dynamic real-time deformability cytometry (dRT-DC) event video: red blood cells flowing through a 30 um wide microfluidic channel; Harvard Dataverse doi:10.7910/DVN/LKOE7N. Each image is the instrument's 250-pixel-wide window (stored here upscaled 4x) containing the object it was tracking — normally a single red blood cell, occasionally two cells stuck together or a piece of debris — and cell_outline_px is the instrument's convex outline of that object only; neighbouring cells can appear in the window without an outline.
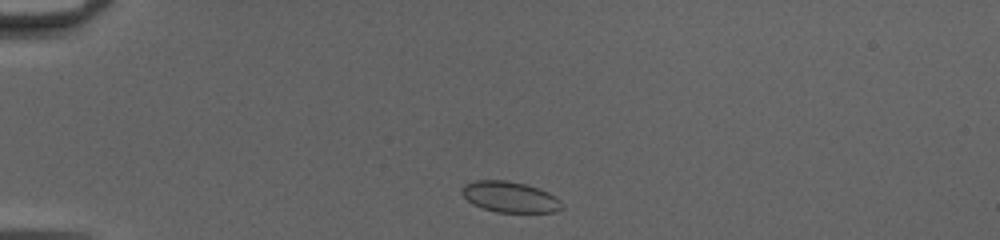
{"species": "common noctule bat (a hibernating species)", "species_latin": "Nyctalus noctula", "temperature_condition": "cold", "stored_images_in_passage": 39, "camera_frame_rate_fps": 3000, "um_per_image_px": 0.085, "animal": {"sex": "female", "body_mass_g": 20.0, "forearm_length_mm": 54.0}, "frame": {"image": 1, "passage_image": 2, "time_ms": 0.333, "image_size_px": [1000, 240], "cell_outline_px": [[564, 208], [556, 212], [496, 212], [472, 204], [460, 192], [464, 184], [472, 180], [508, 180], [540, 188], [556, 196], [560, 200]], "centroid_in_image_um": [43.35, 16.73], "position_along_channel_um": 41.6, "area_um2": 18.15}}
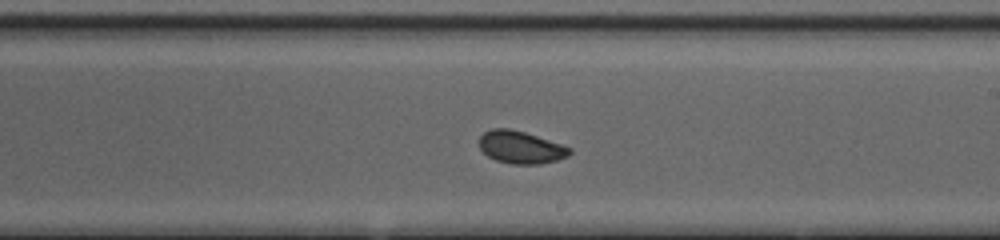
{"frame": {"image": 2, "passage_image": 20, "time_ms": 6.333, "image_size_px": [1000, 240], "cell_outline_px": [[572, 152], [568, 156], [556, 160], [540, 164], [512, 164], [496, 160], [488, 156], [480, 148], [480, 136], [484, 132], [492, 128], [508, 128], [524, 132], [572, 148]], "centroid_in_image_um": [44.26, 12.52], "position_along_channel_um": 244.7, "area_um2": 16.94}}
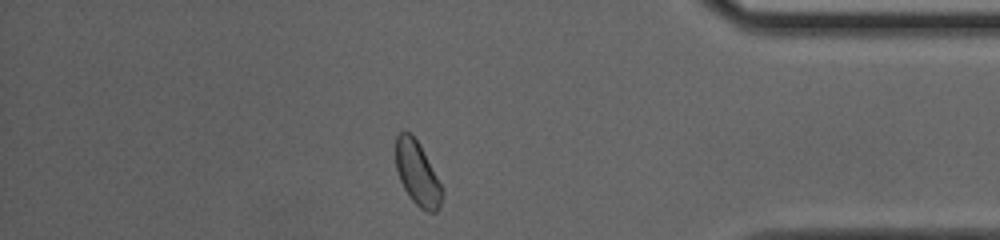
{"frame": {"image": 3, "passage_image": 33, "time_ms": 10.667, "image_size_px": [1000, 240], "cell_outline_px": [[444, 192], [440, 208], [436, 212], [428, 212], [420, 208], [412, 200], [404, 188], [400, 180], [396, 168], [396, 136], [400, 132], [408, 132], [420, 144]], "centroid_in_image_um": [35.48, 14.78], "position_along_channel_um": 399.7, "area_um2": 16.99}, "authors_computed_cell_mechanics": {"area_um2": 17.2822, "velocity_mm_per_s": 4.1385, "shape_relaxation_time_tau1_ms": 2.7715, "shape_relaxation_time_tau2_ms": 1.5658, "deformation_change_tau1": 0.0799, "deformation_change_tau2": 0.0247}}